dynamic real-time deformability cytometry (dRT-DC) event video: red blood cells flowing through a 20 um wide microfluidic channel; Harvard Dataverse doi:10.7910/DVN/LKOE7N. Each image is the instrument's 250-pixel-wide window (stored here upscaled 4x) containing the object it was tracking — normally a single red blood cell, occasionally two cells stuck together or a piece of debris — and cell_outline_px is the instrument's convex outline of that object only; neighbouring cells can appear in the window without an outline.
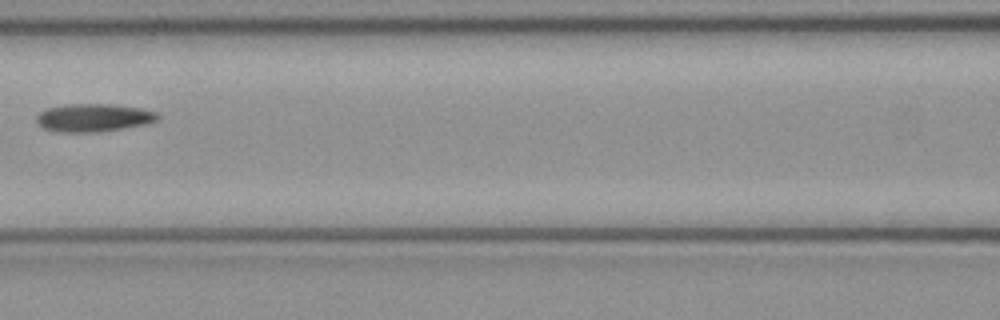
{"species": "common noctule bat (a hibernating species)", "species_latin": "Nyctalus noctula", "temperature_condition": "cold", "stored_images_in_passage": 3, "camera_frame_rate_fps": 3000, "um_per_image_px": 0.085, "animal": {"sex": "female", "body_mass_g": 21.9}, "frame": {"image": 1, "passage_image": 3, "time_ms": 0.667, "image_size_px": [1000, 320], "cell_outline_px": [[160, 116], [156, 120], [144, 124], [124, 128], [100, 132], [56, 132], [44, 128], [36, 124], [36, 116], [40, 112], [48, 108], [64, 104], [112, 104], [140, 108], [156, 112]], "centroid_in_image_um": [7.91, 10.01], "position_along_channel_um": 158.7, "area_um2": 19.83}}